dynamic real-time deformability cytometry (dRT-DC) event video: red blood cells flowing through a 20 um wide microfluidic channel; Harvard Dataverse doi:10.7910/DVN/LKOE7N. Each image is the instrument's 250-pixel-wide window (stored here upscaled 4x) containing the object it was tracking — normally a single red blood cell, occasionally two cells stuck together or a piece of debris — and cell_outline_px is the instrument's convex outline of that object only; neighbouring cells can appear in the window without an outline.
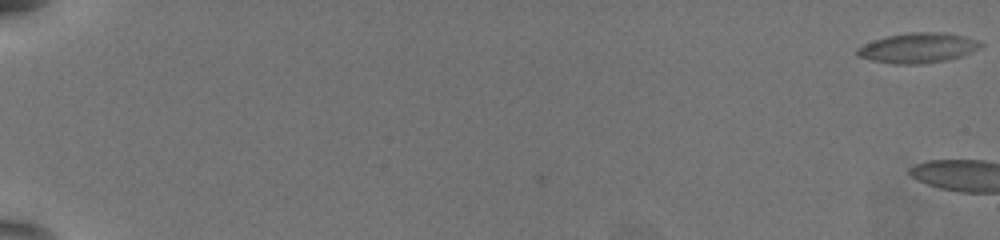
{"species": "common noctule bat (a hibernating species)", "species_latin": "Nyctalus noctula", "temperature_condition": "warm", "stored_images_in_passage": 2, "camera_frame_rate_fps": 3000, "um_per_image_px": 0.085, "animal": {"sex": "female", "body_mass_g": 19.5, "forearm_length_mm": 54.1}, "frame": {"image": 1, "passage_image": 2, "time_ms": 0.333, "image_size_px": [1000, 240], "cell_outline_px": [[984, 44], [980, 48], [964, 56], [948, 60], [920, 64], [892, 64], [872, 60], [856, 56], [856, 48], [864, 44], [888, 36], [908, 32], [944, 32], [964, 36], [980, 40]], "centroid_in_image_um": [78.07, 4.08], "position_along_channel_um": 6.9, "area_um2": 21.85}}